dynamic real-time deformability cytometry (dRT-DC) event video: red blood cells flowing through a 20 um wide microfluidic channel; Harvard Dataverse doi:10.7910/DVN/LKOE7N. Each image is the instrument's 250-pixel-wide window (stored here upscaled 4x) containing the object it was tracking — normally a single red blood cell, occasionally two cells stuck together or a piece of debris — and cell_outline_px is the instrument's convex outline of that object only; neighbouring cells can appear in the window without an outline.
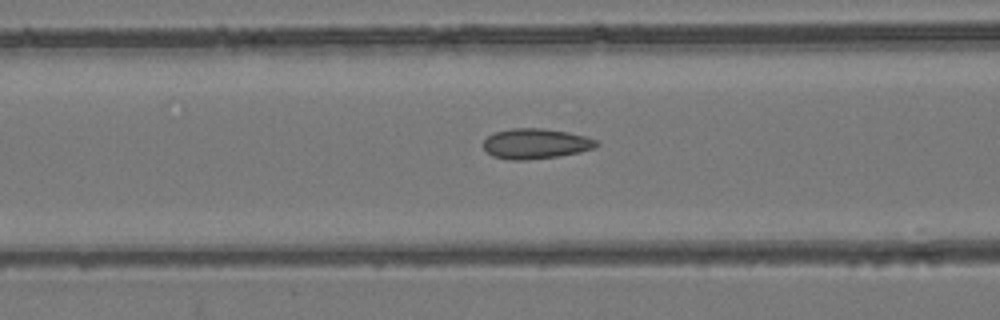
{"species": "common noctule bat (a hibernating species)", "species_latin": "Nyctalus noctula", "temperature_condition": "room temperature", "stored_images_in_passage": 55, "camera_frame_rate_fps": 3000, "um_per_image_px": 0.085, "animal": {"sex": "female", "body_mass_g": 24.6, "forearm_length_mm": 56.2}, "frame": {"image": 1, "passage_image": 23, "time_ms": 7.333, "image_size_px": [1000, 320], "cell_outline_px": [[600, 144], [596, 148], [580, 152], [556, 156], [524, 160], [508, 160], [492, 156], [484, 148], [484, 140], [488, 136], [496, 132], [512, 128], [540, 128], [568, 132], [584, 136], [596, 140]], "centroid_in_image_um": [45.54, 12.21], "position_along_channel_um": 121.1, "area_um2": 19.83}}
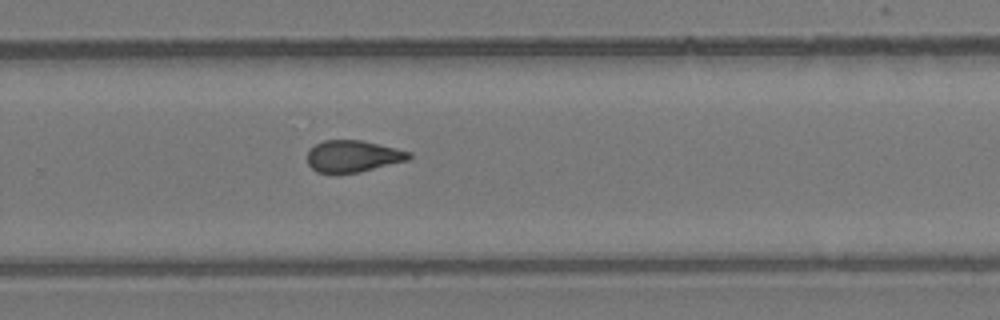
{"frame": {"image": 2, "passage_image": 37, "time_ms": 12.0, "image_size_px": [1000, 320], "cell_outline_px": [[412, 156], [408, 160], [360, 172], [316, 172], [308, 164], [308, 152], [316, 144], [324, 140], [360, 140], [396, 148], [412, 152]], "centroid_in_image_um": [30.03, 13.27], "position_along_channel_um": 299.8, "area_um2": 18.55}}
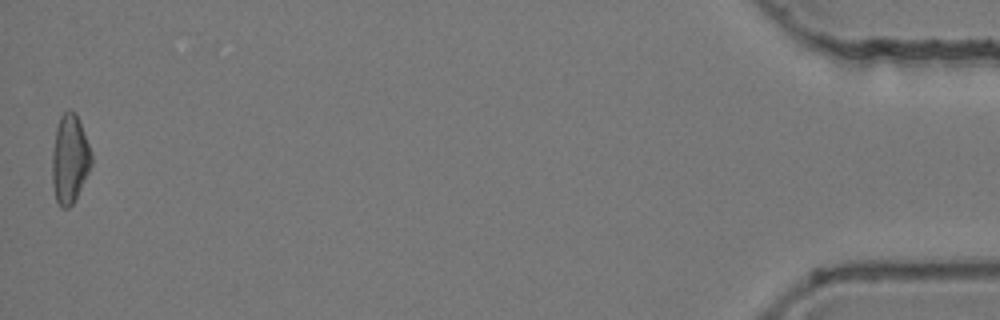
{"frame": {"image": 3, "passage_image": 55, "time_ms": 18.0, "image_size_px": [1000, 320], "cell_outline_px": [[92, 164], [72, 204], [68, 208], [60, 208], [56, 200], [52, 184], [52, 152], [56, 128], [60, 116], [68, 108], [76, 112], [80, 120], [92, 156]], "centroid_in_image_um": [5.91, 13.48], "position_along_channel_um": 429.3, "area_um2": 20.29}, "authors_computed_cell_mechanics": {"area_um2": 19.7098, "velocity_mm_per_s": 3.8377, "shape_relaxation_time_tau1_ms": null, "shape_relaxation_time_tau2_ms": 1.9119, "deformation_change_tau1": null, "deformation_change_tau2": 0.0744}}